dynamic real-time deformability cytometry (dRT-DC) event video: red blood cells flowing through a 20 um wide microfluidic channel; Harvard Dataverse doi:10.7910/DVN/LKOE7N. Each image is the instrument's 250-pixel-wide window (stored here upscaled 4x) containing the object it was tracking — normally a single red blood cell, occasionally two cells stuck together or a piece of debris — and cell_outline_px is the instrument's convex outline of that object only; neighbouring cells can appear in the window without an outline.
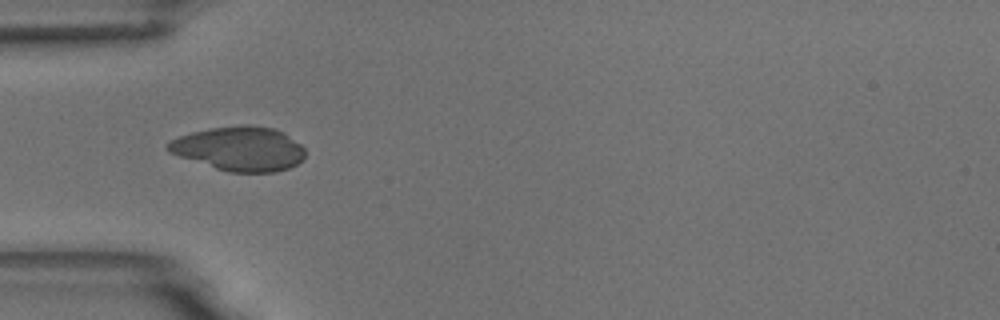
{"species": "common noctule bat (a hibernating species)", "species_latin": "Nyctalus noctula", "temperature_condition": "room temperature", "stored_images_in_passage": 5, "camera_frame_rate_fps": 3000, "um_per_image_px": 0.085, "animal": {"sex": "male", "body_mass_g": 18.8}, "frame": {"image": 1, "passage_image": 3, "time_ms": 3.333, "image_size_px": [1000, 320], "cell_outline_px": [[304, 156], [296, 164], [288, 168], [276, 172], [228, 172], [168, 152], [164, 148], [172, 140], [180, 136], [192, 132], [208, 128], [240, 124], [248, 124], [276, 128], [284, 132], [300, 144], [304, 148]], "centroid_in_image_um": [20.36, 12.62], "position_along_channel_um": 64.6, "area_um2": 35.37}}